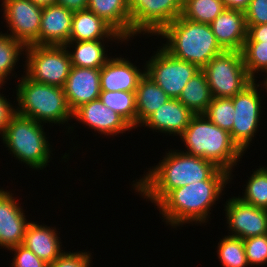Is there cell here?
Wrapping results in <instances>:
<instances>
[{
	"label": "cell",
	"instance_id": "obj_1",
	"mask_svg": "<svg viewBox=\"0 0 267 267\" xmlns=\"http://www.w3.org/2000/svg\"><path fill=\"white\" fill-rule=\"evenodd\" d=\"M168 152V153H167ZM156 166L148 168L132 188L156 206L171 190L194 182L209 180L220 168L213 162L183 150H168Z\"/></svg>",
	"mask_w": 267,
	"mask_h": 267
},
{
	"label": "cell",
	"instance_id": "obj_2",
	"mask_svg": "<svg viewBox=\"0 0 267 267\" xmlns=\"http://www.w3.org/2000/svg\"><path fill=\"white\" fill-rule=\"evenodd\" d=\"M230 182L231 174L219 169L209 180L171 190L156 205L162 221L171 229L193 223L202 226L209 221L212 207L221 199L224 188Z\"/></svg>",
	"mask_w": 267,
	"mask_h": 267
},
{
	"label": "cell",
	"instance_id": "obj_3",
	"mask_svg": "<svg viewBox=\"0 0 267 267\" xmlns=\"http://www.w3.org/2000/svg\"><path fill=\"white\" fill-rule=\"evenodd\" d=\"M185 153L213 162L231 174L244 153L233 142L230 133L213 124L204 114L194 115L179 136Z\"/></svg>",
	"mask_w": 267,
	"mask_h": 267
},
{
	"label": "cell",
	"instance_id": "obj_4",
	"mask_svg": "<svg viewBox=\"0 0 267 267\" xmlns=\"http://www.w3.org/2000/svg\"><path fill=\"white\" fill-rule=\"evenodd\" d=\"M156 36L166 39L161 47L170 55L190 62L201 70L214 56L224 51L217 43L209 24L193 22L182 15Z\"/></svg>",
	"mask_w": 267,
	"mask_h": 267
},
{
	"label": "cell",
	"instance_id": "obj_5",
	"mask_svg": "<svg viewBox=\"0 0 267 267\" xmlns=\"http://www.w3.org/2000/svg\"><path fill=\"white\" fill-rule=\"evenodd\" d=\"M16 84V113L34 119L42 124H60L73 119V112L67 103L64 89L43 84L21 75ZM21 79V80H20Z\"/></svg>",
	"mask_w": 267,
	"mask_h": 267
},
{
	"label": "cell",
	"instance_id": "obj_6",
	"mask_svg": "<svg viewBox=\"0 0 267 267\" xmlns=\"http://www.w3.org/2000/svg\"><path fill=\"white\" fill-rule=\"evenodd\" d=\"M43 126L32 118L16 113L0 136L10 154L33 170L46 168L53 155Z\"/></svg>",
	"mask_w": 267,
	"mask_h": 267
},
{
	"label": "cell",
	"instance_id": "obj_7",
	"mask_svg": "<svg viewBox=\"0 0 267 267\" xmlns=\"http://www.w3.org/2000/svg\"><path fill=\"white\" fill-rule=\"evenodd\" d=\"M25 75L39 83L63 88L71 69L64 46L31 45L25 48Z\"/></svg>",
	"mask_w": 267,
	"mask_h": 267
},
{
	"label": "cell",
	"instance_id": "obj_8",
	"mask_svg": "<svg viewBox=\"0 0 267 267\" xmlns=\"http://www.w3.org/2000/svg\"><path fill=\"white\" fill-rule=\"evenodd\" d=\"M212 97L231 98L253 80L247 74L241 51H223L202 69Z\"/></svg>",
	"mask_w": 267,
	"mask_h": 267
},
{
	"label": "cell",
	"instance_id": "obj_9",
	"mask_svg": "<svg viewBox=\"0 0 267 267\" xmlns=\"http://www.w3.org/2000/svg\"><path fill=\"white\" fill-rule=\"evenodd\" d=\"M256 82L253 80L241 92L231 97L235 113L230 136L244 154L258 133L263 112L260 84Z\"/></svg>",
	"mask_w": 267,
	"mask_h": 267
},
{
	"label": "cell",
	"instance_id": "obj_10",
	"mask_svg": "<svg viewBox=\"0 0 267 267\" xmlns=\"http://www.w3.org/2000/svg\"><path fill=\"white\" fill-rule=\"evenodd\" d=\"M157 48L156 53L154 51V55L145 62V74L170 98L178 99L188 81L201 69L190 62L173 57L160 46Z\"/></svg>",
	"mask_w": 267,
	"mask_h": 267
},
{
	"label": "cell",
	"instance_id": "obj_11",
	"mask_svg": "<svg viewBox=\"0 0 267 267\" xmlns=\"http://www.w3.org/2000/svg\"><path fill=\"white\" fill-rule=\"evenodd\" d=\"M131 18V37L156 36L182 15L184 0H127Z\"/></svg>",
	"mask_w": 267,
	"mask_h": 267
},
{
	"label": "cell",
	"instance_id": "obj_12",
	"mask_svg": "<svg viewBox=\"0 0 267 267\" xmlns=\"http://www.w3.org/2000/svg\"><path fill=\"white\" fill-rule=\"evenodd\" d=\"M3 19L10 35L25 47L39 45L43 7L31 0H2Z\"/></svg>",
	"mask_w": 267,
	"mask_h": 267
},
{
	"label": "cell",
	"instance_id": "obj_13",
	"mask_svg": "<svg viewBox=\"0 0 267 267\" xmlns=\"http://www.w3.org/2000/svg\"><path fill=\"white\" fill-rule=\"evenodd\" d=\"M226 227L228 235L242 240L267 234V209L245 203L238 197H231L225 202Z\"/></svg>",
	"mask_w": 267,
	"mask_h": 267
},
{
	"label": "cell",
	"instance_id": "obj_14",
	"mask_svg": "<svg viewBox=\"0 0 267 267\" xmlns=\"http://www.w3.org/2000/svg\"><path fill=\"white\" fill-rule=\"evenodd\" d=\"M20 205V206H19ZM25 211L8 190L0 188V247L9 250L21 245L28 224Z\"/></svg>",
	"mask_w": 267,
	"mask_h": 267
},
{
	"label": "cell",
	"instance_id": "obj_15",
	"mask_svg": "<svg viewBox=\"0 0 267 267\" xmlns=\"http://www.w3.org/2000/svg\"><path fill=\"white\" fill-rule=\"evenodd\" d=\"M104 136H116L134 129L121 115L105 106L98 98L73 112V120Z\"/></svg>",
	"mask_w": 267,
	"mask_h": 267
},
{
	"label": "cell",
	"instance_id": "obj_16",
	"mask_svg": "<svg viewBox=\"0 0 267 267\" xmlns=\"http://www.w3.org/2000/svg\"><path fill=\"white\" fill-rule=\"evenodd\" d=\"M63 89L69 108L74 112L81 105L99 98L100 69L71 66Z\"/></svg>",
	"mask_w": 267,
	"mask_h": 267
},
{
	"label": "cell",
	"instance_id": "obj_17",
	"mask_svg": "<svg viewBox=\"0 0 267 267\" xmlns=\"http://www.w3.org/2000/svg\"><path fill=\"white\" fill-rule=\"evenodd\" d=\"M209 25L224 51L242 50L248 31L243 11L225 8Z\"/></svg>",
	"mask_w": 267,
	"mask_h": 267
},
{
	"label": "cell",
	"instance_id": "obj_18",
	"mask_svg": "<svg viewBox=\"0 0 267 267\" xmlns=\"http://www.w3.org/2000/svg\"><path fill=\"white\" fill-rule=\"evenodd\" d=\"M121 56L110 57L100 69L101 91H136L140 79L145 75V65L141 70L128 58Z\"/></svg>",
	"mask_w": 267,
	"mask_h": 267
},
{
	"label": "cell",
	"instance_id": "obj_19",
	"mask_svg": "<svg viewBox=\"0 0 267 267\" xmlns=\"http://www.w3.org/2000/svg\"><path fill=\"white\" fill-rule=\"evenodd\" d=\"M194 114L178 99L170 98L154 113H152L140 127H147L155 132L180 136L189 125ZM158 130V131H157Z\"/></svg>",
	"mask_w": 267,
	"mask_h": 267
},
{
	"label": "cell",
	"instance_id": "obj_20",
	"mask_svg": "<svg viewBox=\"0 0 267 267\" xmlns=\"http://www.w3.org/2000/svg\"><path fill=\"white\" fill-rule=\"evenodd\" d=\"M73 14L74 12L58 4L43 7L39 45L64 46L69 42Z\"/></svg>",
	"mask_w": 267,
	"mask_h": 267
},
{
	"label": "cell",
	"instance_id": "obj_21",
	"mask_svg": "<svg viewBox=\"0 0 267 267\" xmlns=\"http://www.w3.org/2000/svg\"><path fill=\"white\" fill-rule=\"evenodd\" d=\"M58 232L55 227L31 221L27 226L22 245L50 264L64 252Z\"/></svg>",
	"mask_w": 267,
	"mask_h": 267
},
{
	"label": "cell",
	"instance_id": "obj_22",
	"mask_svg": "<svg viewBox=\"0 0 267 267\" xmlns=\"http://www.w3.org/2000/svg\"><path fill=\"white\" fill-rule=\"evenodd\" d=\"M104 41L105 43H109L110 41L118 44L120 42L121 44L125 42L127 44L124 38H107L105 40L67 42L64 47L67 48L70 56L71 66L101 69L111 57L107 55L108 49L106 48ZM68 48L73 49L69 50ZM105 49H107V51Z\"/></svg>",
	"mask_w": 267,
	"mask_h": 267
},
{
	"label": "cell",
	"instance_id": "obj_23",
	"mask_svg": "<svg viewBox=\"0 0 267 267\" xmlns=\"http://www.w3.org/2000/svg\"><path fill=\"white\" fill-rule=\"evenodd\" d=\"M123 38L108 23L92 11L74 12L69 42Z\"/></svg>",
	"mask_w": 267,
	"mask_h": 267
},
{
	"label": "cell",
	"instance_id": "obj_24",
	"mask_svg": "<svg viewBox=\"0 0 267 267\" xmlns=\"http://www.w3.org/2000/svg\"><path fill=\"white\" fill-rule=\"evenodd\" d=\"M87 9L108 23L126 42L131 38L127 0H88Z\"/></svg>",
	"mask_w": 267,
	"mask_h": 267
},
{
	"label": "cell",
	"instance_id": "obj_25",
	"mask_svg": "<svg viewBox=\"0 0 267 267\" xmlns=\"http://www.w3.org/2000/svg\"><path fill=\"white\" fill-rule=\"evenodd\" d=\"M170 97L146 74L140 79L135 91L136 128L166 103Z\"/></svg>",
	"mask_w": 267,
	"mask_h": 267
},
{
	"label": "cell",
	"instance_id": "obj_26",
	"mask_svg": "<svg viewBox=\"0 0 267 267\" xmlns=\"http://www.w3.org/2000/svg\"><path fill=\"white\" fill-rule=\"evenodd\" d=\"M205 73L200 70L182 90L178 100L194 115L204 114L212 100Z\"/></svg>",
	"mask_w": 267,
	"mask_h": 267
},
{
	"label": "cell",
	"instance_id": "obj_27",
	"mask_svg": "<svg viewBox=\"0 0 267 267\" xmlns=\"http://www.w3.org/2000/svg\"><path fill=\"white\" fill-rule=\"evenodd\" d=\"M99 99L136 129L135 91H101Z\"/></svg>",
	"mask_w": 267,
	"mask_h": 267
},
{
	"label": "cell",
	"instance_id": "obj_28",
	"mask_svg": "<svg viewBox=\"0 0 267 267\" xmlns=\"http://www.w3.org/2000/svg\"><path fill=\"white\" fill-rule=\"evenodd\" d=\"M224 10L222 0H184L182 16L193 22L210 24Z\"/></svg>",
	"mask_w": 267,
	"mask_h": 267
},
{
	"label": "cell",
	"instance_id": "obj_29",
	"mask_svg": "<svg viewBox=\"0 0 267 267\" xmlns=\"http://www.w3.org/2000/svg\"><path fill=\"white\" fill-rule=\"evenodd\" d=\"M218 242V259L223 267H248L245 255L244 242L241 238L224 235Z\"/></svg>",
	"mask_w": 267,
	"mask_h": 267
},
{
	"label": "cell",
	"instance_id": "obj_30",
	"mask_svg": "<svg viewBox=\"0 0 267 267\" xmlns=\"http://www.w3.org/2000/svg\"><path fill=\"white\" fill-rule=\"evenodd\" d=\"M25 46L12 38L7 33L0 32V77L5 81L14 77L12 71L16 69V64L20 56L25 54ZM12 73V75H10ZM9 77V78H8Z\"/></svg>",
	"mask_w": 267,
	"mask_h": 267
},
{
	"label": "cell",
	"instance_id": "obj_31",
	"mask_svg": "<svg viewBox=\"0 0 267 267\" xmlns=\"http://www.w3.org/2000/svg\"><path fill=\"white\" fill-rule=\"evenodd\" d=\"M248 178L244 194L238 198L255 207L267 209V167L260 166Z\"/></svg>",
	"mask_w": 267,
	"mask_h": 267
},
{
	"label": "cell",
	"instance_id": "obj_32",
	"mask_svg": "<svg viewBox=\"0 0 267 267\" xmlns=\"http://www.w3.org/2000/svg\"><path fill=\"white\" fill-rule=\"evenodd\" d=\"M241 53L247 74L257 81V74L267 72V43L244 42Z\"/></svg>",
	"mask_w": 267,
	"mask_h": 267
},
{
	"label": "cell",
	"instance_id": "obj_33",
	"mask_svg": "<svg viewBox=\"0 0 267 267\" xmlns=\"http://www.w3.org/2000/svg\"><path fill=\"white\" fill-rule=\"evenodd\" d=\"M234 105L231 98L213 97L204 115L223 130L232 131L234 120Z\"/></svg>",
	"mask_w": 267,
	"mask_h": 267
},
{
	"label": "cell",
	"instance_id": "obj_34",
	"mask_svg": "<svg viewBox=\"0 0 267 267\" xmlns=\"http://www.w3.org/2000/svg\"><path fill=\"white\" fill-rule=\"evenodd\" d=\"M245 255L249 266L267 263V234L243 239Z\"/></svg>",
	"mask_w": 267,
	"mask_h": 267
},
{
	"label": "cell",
	"instance_id": "obj_35",
	"mask_svg": "<svg viewBox=\"0 0 267 267\" xmlns=\"http://www.w3.org/2000/svg\"><path fill=\"white\" fill-rule=\"evenodd\" d=\"M92 253L89 251H64L48 267H91Z\"/></svg>",
	"mask_w": 267,
	"mask_h": 267
},
{
	"label": "cell",
	"instance_id": "obj_36",
	"mask_svg": "<svg viewBox=\"0 0 267 267\" xmlns=\"http://www.w3.org/2000/svg\"><path fill=\"white\" fill-rule=\"evenodd\" d=\"M9 251L14 252L12 267H48L49 265L22 244L10 248Z\"/></svg>",
	"mask_w": 267,
	"mask_h": 267
},
{
	"label": "cell",
	"instance_id": "obj_37",
	"mask_svg": "<svg viewBox=\"0 0 267 267\" xmlns=\"http://www.w3.org/2000/svg\"><path fill=\"white\" fill-rule=\"evenodd\" d=\"M244 14L247 25L267 24V0H251Z\"/></svg>",
	"mask_w": 267,
	"mask_h": 267
},
{
	"label": "cell",
	"instance_id": "obj_38",
	"mask_svg": "<svg viewBox=\"0 0 267 267\" xmlns=\"http://www.w3.org/2000/svg\"><path fill=\"white\" fill-rule=\"evenodd\" d=\"M16 105L13 106L4 94L0 92V135H2L11 121L12 117L16 114Z\"/></svg>",
	"mask_w": 267,
	"mask_h": 267
},
{
	"label": "cell",
	"instance_id": "obj_39",
	"mask_svg": "<svg viewBox=\"0 0 267 267\" xmlns=\"http://www.w3.org/2000/svg\"><path fill=\"white\" fill-rule=\"evenodd\" d=\"M247 38L245 42L267 43V24L247 25Z\"/></svg>",
	"mask_w": 267,
	"mask_h": 267
},
{
	"label": "cell",
	"instance_id": "obj_40",
	"mask_svg": "<svg viewBox=\"0 0 267 267\" xmlns=\"http://www.w3.org/2000/svg\"><path fill=\"white\" fill-rule=\"evenodd\" d=\"M56 4L64 6L72 12L86 10L88 0H56Z\"/></svg>",
	"mask_w": 267,
	"mask_h": 267
},
{
	"label": "cell",
	"instance_id": "obj_41",
	"mask_svg": "<svg viewBox=\"0 0 267 267\" xmlns=\"http://www.w3.org/2000/svg\"><path fill=\"white\" fill-rule=\"evenodd\" d=\"M225 8L245 11L251 0H222Z\"/></svg>",
	"mask_w": 267,
	"mask_h": 267
},
{
	"label": "cell",
	"instance_id": "obj_42",
	"mask_svg": "<svg viewBox=\"0 0 267 267\" xmlns=\"http://www.w3.org/2000/svg\"><path fill=\"white\" fill-rule=\"evenodd\" d=\"M31 1L41 7H46L49 5L56 4V0H31Z\"/></svg>",
	"mask_w": 267,
	"mask_h": 267
},
{
	"label": "cell",
	"instance_id": "obj_43",
	"mask_svg": "<svg viewBox=\"0 0 267 267\" xmlns=\"http://www.w3.org/2000/svg\"><path fill=\"white\" fill-rule=\"evenodd\" d=\"M266 73V75H264V74H262L265 78H262L263 80H262V83L260 84V87H261V90H262V87H263V91H264V89H266V92H267V72H265ZM262 85V86H261Z\"/></svg>",
	"mask_w": 267,
	"mask_h": 267
},
{
	"label": "cell",
	"instance_id": "obj_44",
	"mask_svg": "<svg viewBox=\"0 0 267 267\" xmlns=\"http://www.w3.org/2000/svg\"><path fill=\"white\" fill-rule=\"evenodd\" d=\"M4 83H7V81H5L3 78L0 77V91H1L2 88H4L3 87L5 85Z\"/></svg>",
	"mask_w": 267,
	"mask_h": 267
}]
</instances>
